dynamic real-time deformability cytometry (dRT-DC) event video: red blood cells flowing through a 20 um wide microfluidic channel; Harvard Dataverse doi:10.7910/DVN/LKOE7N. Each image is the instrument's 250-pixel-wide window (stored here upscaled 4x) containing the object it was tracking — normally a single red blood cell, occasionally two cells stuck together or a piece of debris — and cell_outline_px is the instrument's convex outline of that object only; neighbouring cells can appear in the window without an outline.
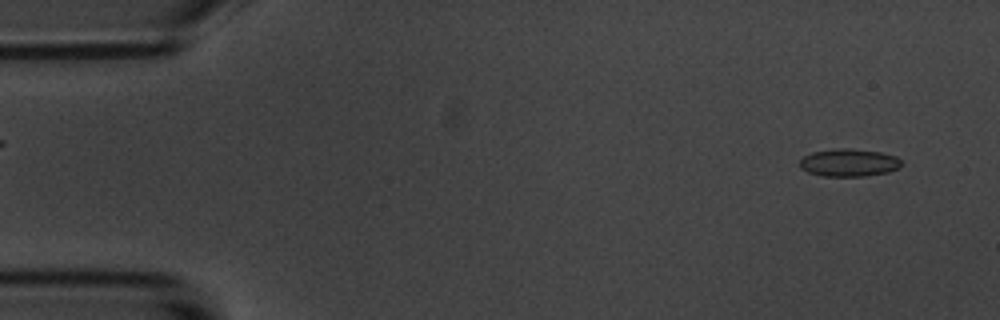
{"species": "common noctule bat (a hibernating species)", "species_latin": "Nyctalus noctula", "temperature_condition": "room temperature", "stored_images_in_passage": 55, "camera_frame_rate_fps": 3000, "um_per_image_px": 0.085, "animal": {"sex": "male", "body_mass_g": 20.1, "forearm_length_mm": 53.5}, "frame": {"image": 1, "passage_image": 3, "time_ms": 0.667, "image_size_px": [1000, 320], "cell_outline_px": [[904, 164], [888, 172], [864, 176], [820, 176], [808, 172], [800, 168], [800, 160], [804, 156], [812, 152], [832, 148], [852, 148], [880, 152], [896, 156]], "centroid_in_image_um": [72.14, 13.82], "position_along_channel_um": 12.9, "area_um2": 16.53}}
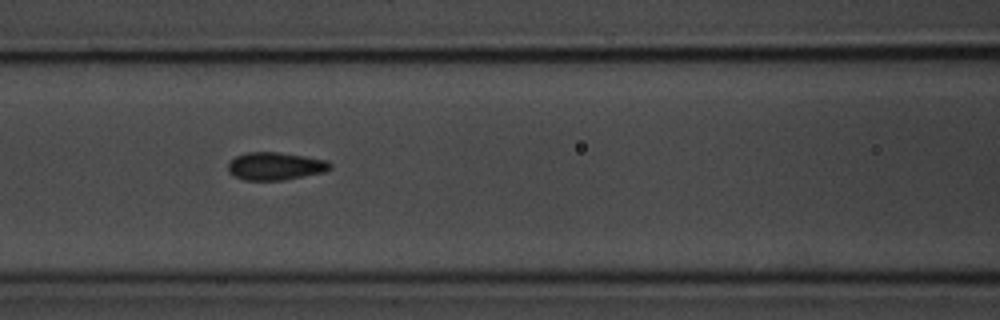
{"frame": {"image": 2, "passage_image": 23, "time_ms": 7.333, "image_size_px": [1000, 320], "cell_outline_px": [[332, 168], [324, 172], [280, 180], [244, 180], [228, 172], [228, 164], [236, 156], [244, 152], [280, 152], [328, 160], [332, 164]], "centroid_in_image_um": [23.41, 14.11], "position_along_channel_um": 143.2, "area_um2": 16.47}}
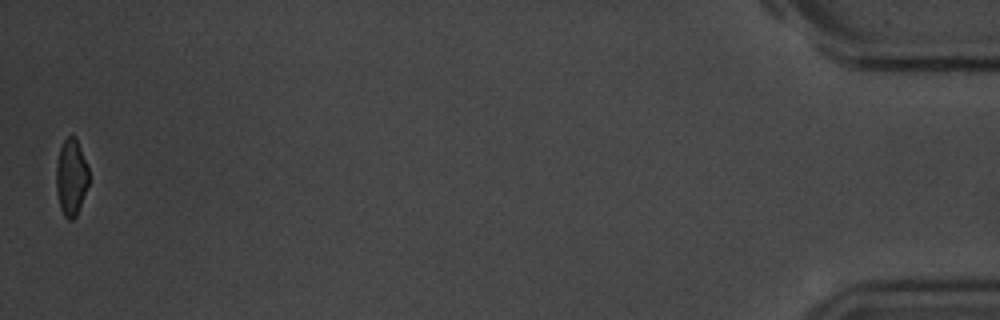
{"frame": {"image": 3, "passage_image": 55, "time_ms": 18.0, "image_size_px": [1000, 320], "cell_outline_px": [[88, 184], [76, 216], [72, 220], [68, 220], [64, 216], [60, 208], [56, 192], [56, 164], [60, 148], [64, 140], [68, 136], [76, 136], [88, 168]], "centroid_in_image_um": [6.03, 15.07], "position_along_channel_um": 429.2, "area_um2": 14.51}, "authors_computed_cell_mechanics": {"area_um2": 16.0106, "velocity_mm_per_s": 3.5689, "shape_relaxation_time_tau1_ms": 3.3762, "shape_relaxation_time_tau2_ms": 1.0999, "deformation_change_tau1": 0.1006, "deformation_change_tau2": 0.0735}}